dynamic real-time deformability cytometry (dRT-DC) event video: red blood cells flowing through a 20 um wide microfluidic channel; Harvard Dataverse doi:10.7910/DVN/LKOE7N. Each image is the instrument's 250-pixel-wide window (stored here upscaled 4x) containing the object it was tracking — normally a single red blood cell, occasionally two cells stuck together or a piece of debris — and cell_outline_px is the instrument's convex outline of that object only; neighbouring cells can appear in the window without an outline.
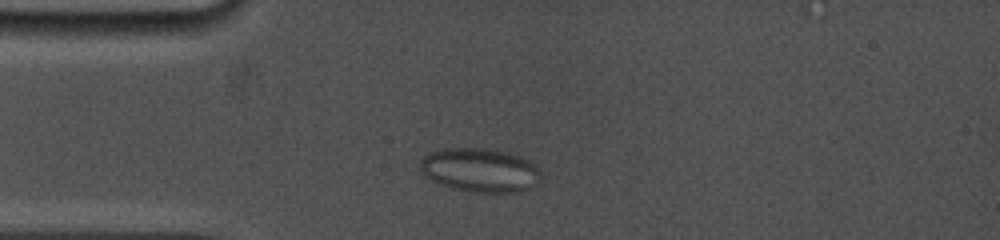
{"species": "common noctule bat (a hibernating species)", "species_latin": "Nyctalus noctula", "temperature_condition": "cold", "stored_images_in_passage": 7, "camera_frame_rate_fps": 5000, "um_per_image_px": 0.085, "animal": {"sex": "female", "body_mass_g": 19.0, "forearm_length_mm": 53.3}, "frame": {"image": 1, "passage_image": 4, "time_ms": 2.0, "image_size_px": [1000, 240], "cell_outline_px": [[540, 176], [536, 184], [528, 188], [516, 192], [472, 192], [452, 188], [428, 180], [420, 172], [420, 160], [424, 156], [432, 152], [444, 148], [488, 148], [508, 152], [532, 160], [540, 172]], "centroid_in_image_um": [40.77, 14.45], "position_along_channel_um": 44.2, "area_um2": 31.15}}
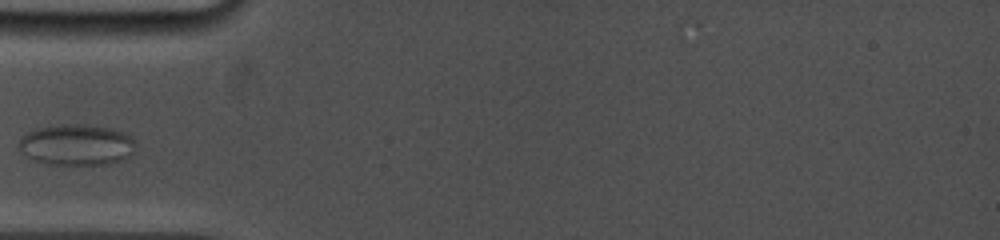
{"frame": {"image": 2, "passage_image": 6, "time_ms": 3.4, "image_size_px": [1000, 240], "cell_outline_px": [[136, 152], [120, 160], [108, 164], [48, 164], [32, 160], [20, 152], [20, 136], [36, 128], [60, 124], [84, 124], [112, 128], [124, 132], [132, 136], [136, 140]], "centroid_in_image_um": [6.54, 12.29], "position_along_channel_um": 78.5, "area_um2": 28.32}}